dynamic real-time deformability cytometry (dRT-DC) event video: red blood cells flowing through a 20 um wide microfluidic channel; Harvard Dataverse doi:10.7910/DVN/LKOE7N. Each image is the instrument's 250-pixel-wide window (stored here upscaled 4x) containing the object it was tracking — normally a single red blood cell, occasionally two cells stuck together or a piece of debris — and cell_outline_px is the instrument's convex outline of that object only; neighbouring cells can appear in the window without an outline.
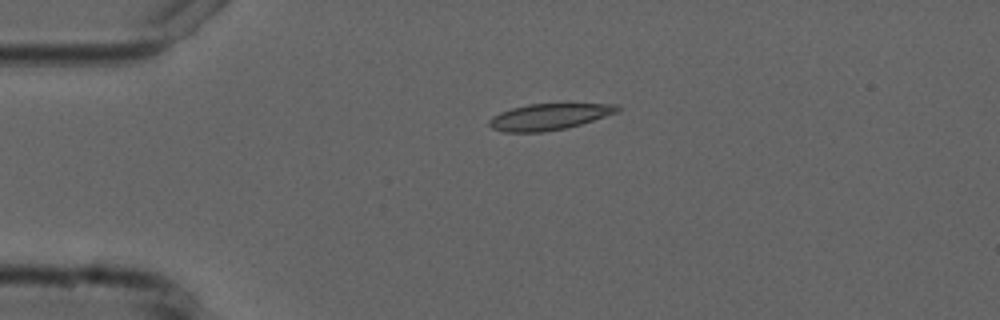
{"species": "common noctule bat (a hibernating species)", "species_latin": "Nyctalus noctula", "temperature_condition": "cold", "stored_images_in_passage": 4, "camera_frame_rate_fps": 3000, "um_per_image_px": 0.085, "animal": {"sex": "male", "forearm_length_mm": 52.5}, "frame": {"image": 1, "passage_image": 3, "time_ms": 2.333, "image_size_px": [1000, 320], "cell_outline_px": [[620, 112], [568, 128], [544, 132], [504, 132], [492, 128], [488, 124], [488, 120], [492, 116], [500, 112], [512, 108], [528, 104], [620, 104]], "centroid_in_image_um": [46.69, 9.93], "position_along_channel_um": 38.3, "area_um2": 19.77}}